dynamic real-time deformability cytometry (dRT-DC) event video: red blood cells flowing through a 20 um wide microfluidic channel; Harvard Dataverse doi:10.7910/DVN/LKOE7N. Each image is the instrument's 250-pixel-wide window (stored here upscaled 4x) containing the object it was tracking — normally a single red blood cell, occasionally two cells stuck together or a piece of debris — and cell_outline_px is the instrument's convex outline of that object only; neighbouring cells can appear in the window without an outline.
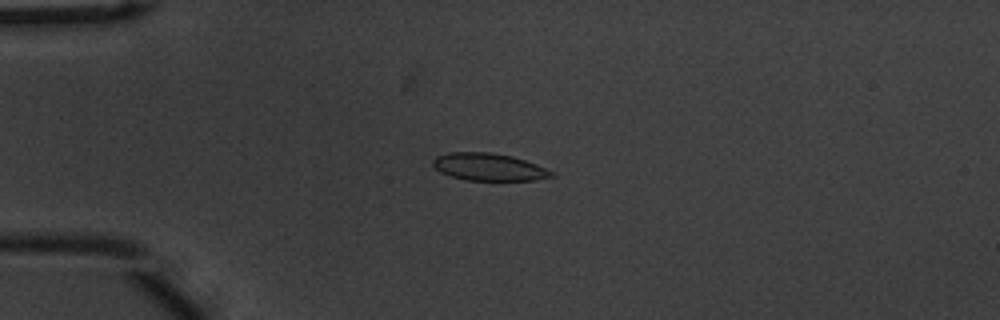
{"species": "common noctule bat (a hibernating species)", "species_latin": "Nyctalus noctula", "temperature_condition": "warm", "stored_images_in_passage": 55, "camera_frame_rate_fps": 3000, "um_per_image_px": 0.085, "animal": {"sex": "male", "body_mass_g": 20.1, "forearm_length_mm": 53.5}, "frame": {"image": 1, "passage_image": 14, "time_ms": 4.333, "image_size_px": [1000, 320], "cell_outline_px": [[556, 176], [536, 180], [468, 180], [452, 176], [440, 172], [432, 164], [432, 160], [436, 156], [448, 152], [492, 152], [512, 156], [536, 164], [556, 172]], "centroid_in_image_um": [41.58, 14.19], "position_along_channel_um": 43.4, "area_um2": 19.02}}
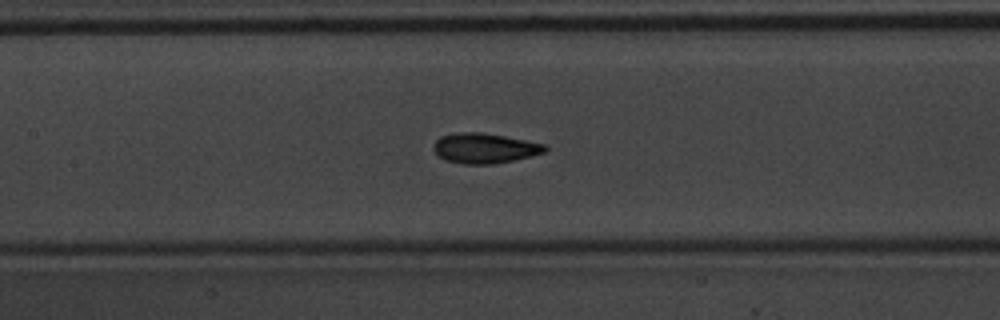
{"frame": {"image": 2, "passage_image": 26, "time_ms": 8.333, "image_size_px": [1000, 320], "cell_outline_px": [[548, 148], [544, 152], [532, 156], [492, 164], [464, 164], [444, 160], [432, 148], [436, 140], [440, 136], [456, 132], [480, 132], [504, 136], [548, 144]], "centroid_in_image_um": [41.2, 12.59], "position_along_channel_um": 166.2, "area_um2": 19.59}}
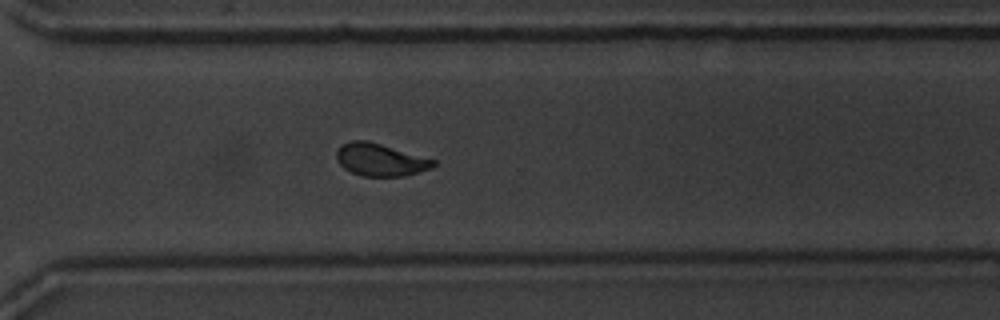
{"frame": {"image": 3, "passage_image": 40, "time_ms": 13.0, "image_size_px": [1000, 320], "cell_outline_px": [[436, 164], [432, 168], [404, 176], [364, 176], [352, 172], [344, 168], [336, 160], [336, 152], [344, 144], [352, 140], [364, 140], [380, 144], [436, 160]], "centroid_in_image_um": [32.33, 13.59], "position_along_channel_um": 338.3, "area_um2": 18.03}, "authors_computed_cell_mechanics": {"area_um2": 18.9006, "velocity_mm_per_s": 3.7061, "shape_relaxation_time_tau1_ms": 3.2316, "shape_relaxation_time_tau2_ms": 1.0574, "deformation_change_tau1": 0.1428, "deformation_change_tau2": 0.0677}}